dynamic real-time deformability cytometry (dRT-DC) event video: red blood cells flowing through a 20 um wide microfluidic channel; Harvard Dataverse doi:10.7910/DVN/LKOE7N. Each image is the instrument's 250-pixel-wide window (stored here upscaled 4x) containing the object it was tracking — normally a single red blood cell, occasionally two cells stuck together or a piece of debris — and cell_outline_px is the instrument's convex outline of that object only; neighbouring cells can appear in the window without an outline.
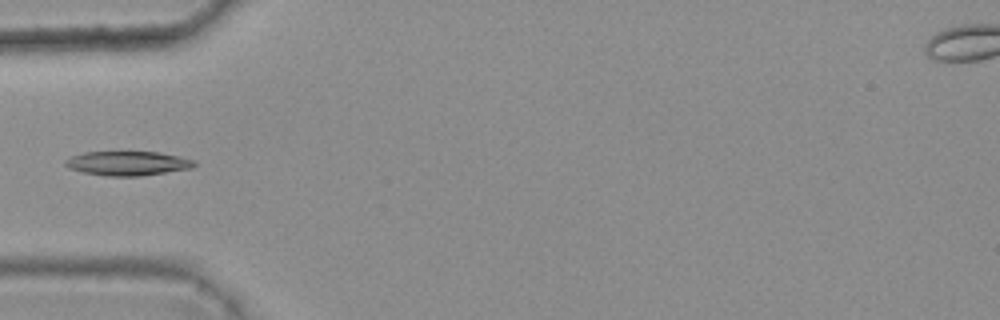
{"species": "common noctule bat (a hibernating species)", "species_latin": "Nyctalus noctula", "temperature_condition": "warm", "stored_images_in_passage": 5, "camera_frame_rate_fps": 3000, "um_per_image_px": 0.085, "animal": {"sex": "female", "body_mass_g": 25.1}, "frame": {"image": 1, "passage_image": 5, "time_ms": 1.333, "image_size_px": [1000, 320], "cell_outline_px": [[196, 164], [192, 168], [140, 176], [108, 176], [84, 172], [68, 168], [64, 164], [64, 160], [72, 156], [84, 152], [156, 152], [196, 160]], "centroid_in_image_um": [10.84, 13.88], "position_along_channel_um": 74.2, "area_um2": 18.09}}